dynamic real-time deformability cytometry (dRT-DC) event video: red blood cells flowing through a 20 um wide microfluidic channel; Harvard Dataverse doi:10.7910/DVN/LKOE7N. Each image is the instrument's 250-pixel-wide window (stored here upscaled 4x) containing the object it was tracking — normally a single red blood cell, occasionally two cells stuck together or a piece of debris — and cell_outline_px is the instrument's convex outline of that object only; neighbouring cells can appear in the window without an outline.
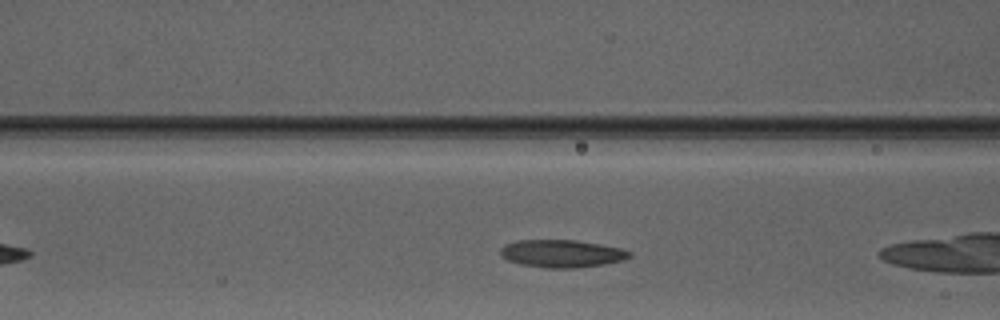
{"species": "Egyptian fruit bat (a non-hibernating species)", "species_latin": "Rousettus aegyptiacus", "temperature_condition": "warm", "stored_images_in_passage": 26, "camera_frame_rate_fps": 3000, "um_per_image_px": 0.085, "animal": {"sex": "male"}, "frame": {"image": 1, "passage_image": 5, "time_ms": 1.333, "image_size_px": [1000, 320], "cell_outline_px": [[632, 256], [624, 260], [604, 264], [576, 268], [548, 268], [520, 264], [508, 260], [500, 256], [500, 248], [504, 244], [516, 240], [576, 240], [600, 244], [620, 248], [632, 252]], "centroid_in_image_um": [47.74, 21.55], "position_along_channel_um": 118.9, "area_um2": 20.92}}
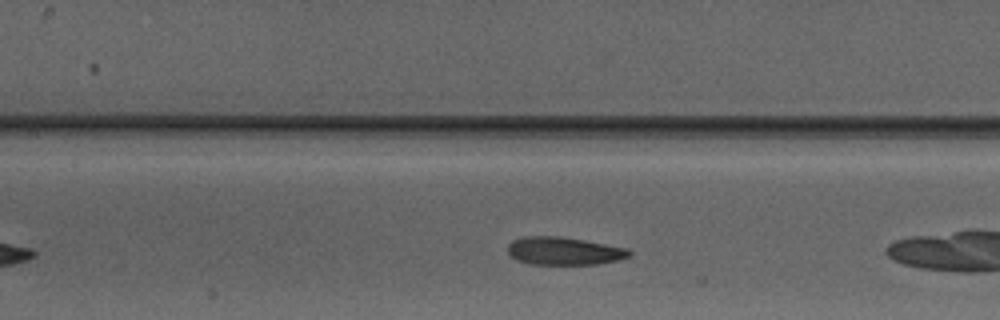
{"frame": {"image": 2, "passage_image": 8, "time_ms": 2.333, "image_size_px": [1000, 320], "cell_outline_px": [[632, 256], [616, 260], [596, 264], [528, 264], [516, 260], [508, 256], [508, 244], [512, 240], [524, 236], [560, 236], [584, 240], [628, 248], [632, 252]], "centroid_in_image_um": [47.9, 21.33], "position_along_channel_um": 159.5, "area_um2": 19.94}, "authors_computed_cell_mechanics": {"area_um2": 19.8543, "velocity_mm_per_s": 4.0485, "shape_relaxation_time_tau1_ms": 3.198, "shape_relaxation_time_tau2_ms": 1.83, "deformation_change_tau1": 0.0952, "deformation_change_tau2": 0.0693}}